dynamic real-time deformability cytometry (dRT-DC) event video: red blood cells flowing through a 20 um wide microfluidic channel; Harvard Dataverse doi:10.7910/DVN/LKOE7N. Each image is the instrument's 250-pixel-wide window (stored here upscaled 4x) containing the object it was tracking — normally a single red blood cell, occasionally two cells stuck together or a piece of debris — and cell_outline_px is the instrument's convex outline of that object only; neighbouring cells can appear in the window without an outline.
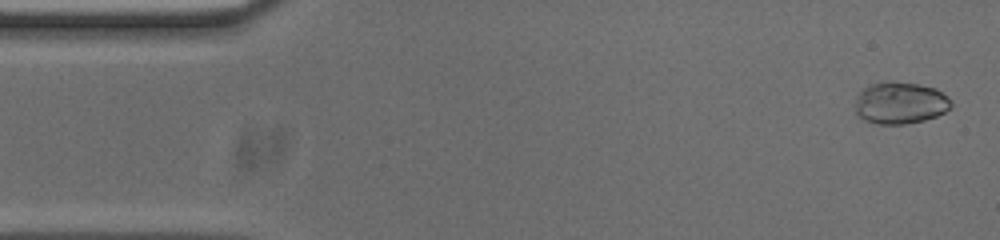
{"species": "common noctule bat (a hibernating species)", "species_latin": "Nyctalus noctula", "temperature_condition": "cold", "stored_images_in_passage": 53, "camera_frame_rate_fps": 3000, "um_per_image_px": 0.085, "animal": {"sex": "male", "body_mass_g": 20.0, "forearm_length_mm": 53.3}, "frame": {"image": 1, "passage_image": 2, "time_ms": 0.333, "image_size_px": [1000, 240], "cell_outline_px": [[952, 104], [944, 112], [936, 116], [924, 120], [904, 124], [876, 124], [864, 120], [856, 116], [856, 100], [860, 92], [868, 84], [920, 84], [936, 88], [948, 96], [952, 100]], "centroid_in_image_um": [76.53, 8.79], "position_along_channel_um": 8.5, "area_um2": 23.0}}
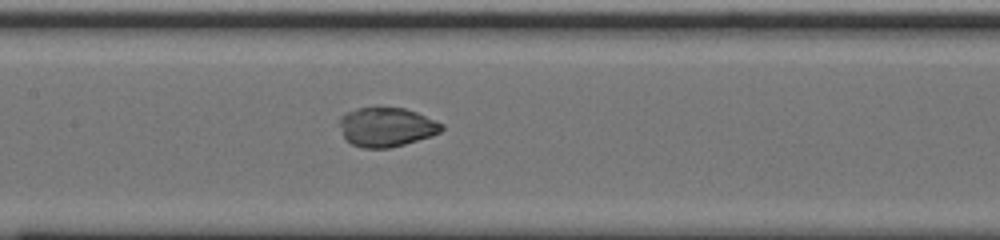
{"frame": {"image": 2, "passage_image": 24, "time_ms": 7.667, "image_size_px": [1000, 240], "cell_outline_px": [[444, 128], [440, 132], [432, 136], [404, 144], [388, 148], [364, 148], [352, 144], [344, 140], [336, 124], [340, 116], [344, 112], [356, 108], [404, 108], [416, 112], [444, 124]], "centroid_in_image_um": [32.77, 10.8], "position_along_channel_um": 174.6, "area_um2": 23.7}}
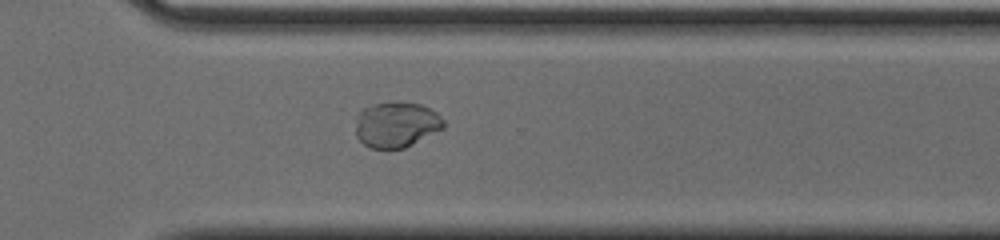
{"frame": {"image": 3, "passage_image": 37, "time_ms": 12.0, "image_size_px": [1000, 240], "cell_outline_px": [[444, 128], [404, 148], [372, 148], [364, 144], [356, 136], [356, 116], [364, 108], [372, 104], [420, 104], [436, 112], [444, 120]], "centroid_in_image_um": [33.68, 10.62], "position_along_channel_um": 336.9, "area_um2": 22.77}, "authors_computed_cell_mechanics": {"area_um2": 23.8136, "velocity_mm_per_s": 3.7494, "shape_relaxation_time_tau1_ms": null, "shape_relaxation_time_tau2_ms": 1.0513, "deformation_change_tau1": null, "deformation_change_tau2": 0.0308}}